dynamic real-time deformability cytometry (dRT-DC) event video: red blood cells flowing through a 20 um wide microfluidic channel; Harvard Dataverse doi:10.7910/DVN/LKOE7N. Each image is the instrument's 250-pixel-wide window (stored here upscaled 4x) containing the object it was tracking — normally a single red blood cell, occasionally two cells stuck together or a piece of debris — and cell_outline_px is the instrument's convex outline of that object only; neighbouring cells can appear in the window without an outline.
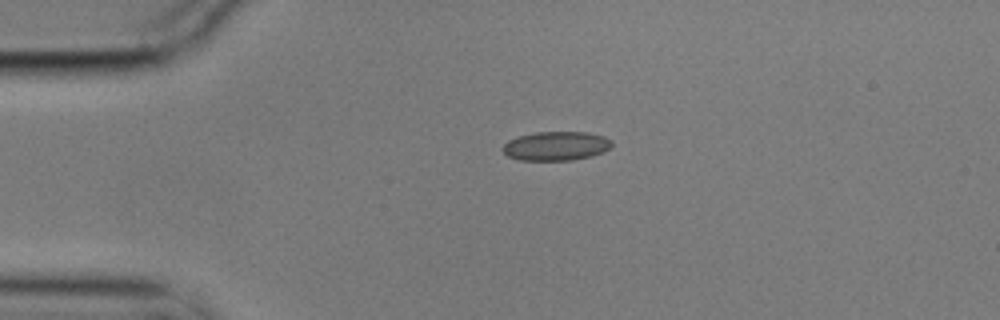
{"species": "common noctule bat (a hibernating species)", "species_latin": "Nyctalus noctula", "temperature_condition": "cold", "stored_images_in_passage": 2, "camera_frame_rate_fps": 3000, "um_per_image_px": 0.085, "animal": {"sex": "male", "body_mass_g": 17.9}, "frame": {"image": 1, "passage_image": 1, "time_ms": 0.0, "image_size_px": [1000, 320], "cell_outline_px": [[612, 144], [604, 152], [592, 156], [572, 160], [520, 160], [508, 156], [500, 148], [508, 140], [520, 136], [536, 132], [588, 132], [604, 136], [612, 140]], "centroid_in_image_um": [47.27, 12.41], "position_along_channel_um": 37.7, "area_um2": 18.5}}